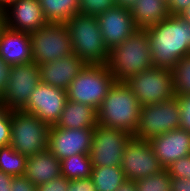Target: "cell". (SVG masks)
<instances>
[{
    "label": "cell",
    "mask_w": 190,
    "mask_h": 191,
    "mask_svg": "<svg viewBox=\"0 0 190 191\" xmlns=\"http://www.w3.org/2000/svg\"><path fill=\"white\" fill-rule=\"evenodd\" d=\"M144 30L149 38L153 66L172 69L181 57L190 54V24L179 15H169Z\"/></svg>",
    "instance_id": "obj_1"
},
{
    "label": "cell",
    "mask_w": 190,
    "mask_h": 191,
    "mask_svg": "<svg viewBox=\"0 0 190 191\" xmlns=\"http://www.w3.org/2000/svg\"><path fill=\"white\" fill-rule=\"evenodd\" d=\"M141 105L124 82H115L97 110V123L103 127L134 134L140 119Z\"/></svg>",
    "instance_id": "obj_2"
},
{
    "label": "cell",
    "mask_w": 190,
    "mask_h": 191,
    "mask_svg": "<svg viewBox=\"0 0 190 191\" xmlns=\"http://www.w3.org/2000/svg\"><path fill=\"white\" fill-rule=\"evenodd\" d=\"M106 65L116 82H125L128 78L150 69L153 64L146 31L138 29L123 43L112 48Z\"/></svg>",
    "instance_id": "obj_3"
},
{
    "label": "cell",
    "mask_w": 190,
    "mask_h": 191,
    "mask_svg": "<svg viewBox=\"0 0 190 191\" xmlns=\"http://www.w3.org/2000/svg\"><path fill=\"white\" fill-rule=\"evenodd\" d=\"M72 51L88 65L106 64L109 50L106 48L96 16L77 13L66 23Z\"/></svg>",
    "instance_id": "obj_4"
},
{
    "label": "cell",
    "mask_w": 190,
    "mask_h": 191,
    "mask_svg": "<svg viewBox=\"0 0 190 191\" xmlns=\"http://www.w3.org/2000/svg\"><path fill=\"white\" fill-rule=\"evenodd\" d=\"M115 82L106 64L87 65L69 84L66 90L67 100L98 110Z\"/></svg>",
    "instance_id": "obj_5"
},
{
    "label": "cell",
    "mask_w": 190,
    "mask_h": 191,
    "mask_svg": "<svg viewBox=\"0 0 190 191\" xmlns=\"http://www.w3.org/2000/svg\"><path fill=\"white\" fill-rule=\"evenodd\" d=\"M50 126L34 114L11 110L10 145L21 155L31 156L48 149Z\"/></svg>",
    "instance_id": "obj_6"
},
{
    "label": "cell",
    "mask_w": 190,
    "mask_h": 191,
    "mask_svg": "<svg viewBox=\"0 0 190 191\" xmlns=\"http://www.w3.org/2000/svg\"><path fill=\"white\" fill-rule=\"evenodd\" d=\"M124 83L133 92L141 106L161 103L175 97L171 69L152 66L128 78Z\"/></svg>",
    "instance_id": "obj_7"
},
{
    "label": "cell",
    "mask_w": 190,
    "mask_h": 191,
    "mask_svg": "<svg viewBox=\"0 0 190 191\" xmlns=\"http://www.w3.org/2000/svg\"><path fill=\"white\" fill-rule=\"evenodd\" d=\"M29 35L32 61L38 65L67 57L73 53L66 24L46 23Z\"/></svg>",
    "instance_id": "obj_8"
},
{
    "label": "cell",
    "mask_w": 190,
    "mask_h": 191,
    "mask_svg": "<svg viewBox=\"0 0 190 191\" xmlns=\"http://www.w3.org/2000/svg\"><path fill=\"white\" fill-rule=\"evenodd\" d=\"M181 126V110L177 97L141 106L140 119L134 138L149 141L151 138L178 129Z\"/></svg>",
    "instance_id": "obj_9"
},
{
    "label": "cell",
    "mask_w": 190,
    "mask_h": 191,
    "mask_svg": "<svg viewBox=\"0 0 190 191\" xmlns=\"http://www.w3.org/2000/svg\"><path fill=\"white\" fill-rule=\"evenodd\" d=\"M132 136L124 130L97 125L89 152L92 167L121 166L125 145Z\"/></svg>",
    "instance_id": "obj_10"
},
{
    "label": "cell",
    "mask_w": 190,
    "mask_h": 191,
    "mask_svg": "<svg viewBox=\"0 0 190 191\" xmlns=\"http://www.w3.org/2000/svg\"><path fill=\"white\" fill-rule=\"evenodd\" d=\"M41 82L39 65L34 61L12 65L11 74L0 105L8 110H21Z\"/></svg>",
    "instance_id": "obj_11"
},
{
    "label": "cell",
    "mask_w": 190,
    "mask_h": 191,
    "mask_svg": "<svg viewBox=\"0 0 190 191\" xmlns=\"http://www.w3.org/2000/svg\"><path fill=\"white\" fill-rule=\"evenodd\" d=\"M120 167L126 179L133 181L154 175L164 169L150 143L133 136L125 145Z\"/></svg>",
    "instance_id": "obj_12"
},
{
    "label": "cell",
    "mask_w": 190,
    "mask_h": 191,
    "mask_svg": "<svg viewBox=\"0 0 190 191\" xmlns=\"http://www.w3.org/2000/svg\"><path fill=\"white\" fill-rule=\"evenodd\" d=\"M67 101V91L39 83L30 95L22 111L37 116L42 122L53 126L57 123Z\"/></svg>",
    "instance_id": "obj_13"
},
{
    "label": "cell",
    "mask_w": 190,
    "mask_h": 191,
    "mask_svg": "<svg viewBox=\"0 0 190 191\" xmlns=\"http://www.w3.org/2000/svg\"><path fill=\"white\" fill-rule=\"evenodd\" d=\"M94 129H62L50 126L48 150L60 161L76 154L89 155Z\"/></svg>",
    "instance_id": "obj_14"
},
{
    "label": "cell",
    "mask_w": 190,
    "mask_h": 191,
    "mask_svg": "<svg viewBox=\"0 0 190 191\" xmlns=\"http://www.w3.org/2000/svg\"><path fill=\"white\" fill-rule=\"evenodd\" d=\"M96 18L104 44L109 51L123 43L138 30L131 11L119 6L106 10Z\"/></svg>",
    "instance_id": "obj_15"
},
{
    "label": "cell",
    "mask_w": 190,
    "mask_h": 191,
    "mask_svg": "<svg viewBox=\"0 0 190 191\" xmlns=\"http://www.w3.org/2000/svg\"><path fill=\"white\" fill-rule=\"evenodd\" d=\"M148 142L164 168L190 155V133L182 128L170 130L151 138Z\"/></svg>",
    "instance_id": "obj_16"
},
{
    "label": "cell",
    "mask_w": 190,
    "mask_h": 191,
    "mask_svg": "<svg viewBox=\"0 0 190 191\" xmlns=\"http://www.w3.org/2000/svg\"><path fill=\"white\" fill-rule=\"evenodd\" d=\"M4 14L5 26L15 31L31 33L47 23L38 0H18Z\"/></svg>",
    "instance_id": "obj_17"
},
{
    "label": "cell",
    "mask_w": 190,
    "mask_h": 191,
    "mask_svg": "<svg viewBox=\"0 0 190 191\" xmlns=\"http://www.w3.org/2000/svg\"><path fill=\"white\" fill-rule=\"evenodd\" d=\"M87 65L74 53L52 62L40 64L41 83L67 90L69 84Z\"/></svg>",
    "instance_id": "obj_18"
},
{
    "label": "cell",
    "mask_w": 190,
    "mask_h": 191,
    "mask_svg": "<svg viewBox=\"0 0 190 191\" xmlns=\"http://www.w3.org/2000/svg\"><path fill=\"white\" fill-rule=\"evenodd\" d=\"M0 57L11 66L31 62L29 33L15 31L5 26L0 32Z\"/></svg>",
    "instance_id": "obj_19"
},
{
    "label": "cell",
    "mask_w": 190,
    "mask_h": 191,
    "mask_svg": "<svg viewBox=\"0 0 190 191\" xmlns=\"http://www.w3.org/2000/svg\"><path fill=\"white\" fill-rule=\"evenodd\" d=\"M24 176L35 186L61 176V161L48 149L27 157Z\"/></svg>",
    "instance_id": "obj_20"
},
{
    "label": "cell",
    "mask_w": 190,
    "mask_h": 191,
    "mask_svg": "<svg viewBox=\"0 0 190 191\" xmlns=\"http://www.w3.org/2000/svg\"><path fill=\"white\" fill-rule=\"evenodd\" d=\"M97 125V110L95 108L67 100L54 126L62 129H94Z\"/></svg>",
    "instance_id": "obj_21"
},
{
    "label": "cell",
    "mask_w": 190,
    "mask_h": 191,
    "mask_svg": "<svg viewBox=\"0 0 190 191\" xmlns=\"http://www.w3.org/2000/svg\"><path fill=\"white\" fill-rule=\"evenodd\" d=\"M130 11L136 27L142 30L160 23L169 16L165 0H136Z\"/></svg>",
    "instance_id": "obj_22"
},
{
    "label": "cell",
    "mask_w": 190,
    "mask_h": 191,
    "mask_svg": "<svg viewBox=\"0 0 190 191\" xmlns=\"http://www.w3.org/2000/svg\"><path fill=\"white\" fill-rule=\"evenodd\" d=\"M47 23L65 24L80 13L78 0H38Z\"/></svg>",
    "instance_id": "obj_23"
},
{
    "label": "cell",
    "mask_w": 190,
    "mask_h": 191,
    "mask_svg": "<svg viewBox=\"0 0 190 191\" xmlns=\"http://www.w3.org/2000/svg\"><path fill=\"white\" fill-rule=\"evenodd\" d=\"M91 178L95 191H115L126 180L120 166L92 167Z\"/></svg>",
    "instance_id": "obj_24"
},
{
    "label": "cell",
    "mask_w": 190,
    "mask_h": 191,
    "mask_svg": "<svg viewBox=\"0 0 190 191\" xmlns=\"http://www.w3.org/2000/svg\"><path fill=\"white\" fill-rule=\"evenodd\" d=\"M92 162L87 154H76L61 160V175L68 180L91 177Z\"/></svg>",
    "instance_id": "obj_25"
},
{
    "label": "cell",
    "mask_w": 190,
    "mask_h": 191,
    "mask_svg": "<svg viewBox=\"0 0 190 191\" xmlns=\"http://www.w3.org/2000/svg\"><path fill=\"white\" fill-rule=\"evenodd\" d=\"M27 156L21 155L11 145L0 147V171L12 176H24Z\"/></svg>",
    "instance_id": "obj_26"
},
{
    "label": "cell",
    "mask_w": 190,
    "mask_h": 191,
    "mask_svg": "<svg viewBox=\"0 0 190 191\" xmlns=\"http://www.w3.org/2000/svg\"><path fill=\"white\" fill-rule=\"evenodd\" d=\"M171 70L175 96L190 95V54L181 57Z\"/></svg>",
    "instance_id": "obj_27"
},
{
    "label": "cell",
    "mask_w": 190,
    "mask_h": 191,
    "mask_svg": "<svg viewBox=\"0 0 190 191\" xmlns=\"http://www.w3.org/2000/svg\"><path fill=\"white\" fill-rule=\"evenodd\" d=\"M135 183L138 191H171V176L166 168Z\"/></svg>",
    "instance_id": "obj_28"
},
{
    "label": "cell",
    "mask_w": 190,
    "mask_h": 191,
    "mask_svg": "<svg viewBox=\"0 0 190 191\" xmlns=\"http://www.w3.org/2000/svg\"><path fill=\"white\" fill-rule=\"evenodd\" d=\"M80 13L98 16L116 6L115 0H78Z\"/></svg>",
    "instance_id": "obj_29"
},
{
    "label": "cell",
    "mask_w": 190,
    "mask_h": 191,
    "mask_svg": "<svg viewBox=\"0 0 190 191\" xmlns=\"http://www.w3.org/2000/svg\"><path fill=\"white\" fill-rule=\"evenodd\" d=\"M11 110L0 105V147L10 145Z\"/></svg>",
    "instance_id": "obj_30"
},
{
    "label": "cell",
    "mask_w": 190,
    "mask_h": 191,
    "mask_svg": "<svg viewBox=\"0 0 190 191\" xmlns=\"http://www.w3.org/2000/svg\"><path fill=\"white\" fill-rule=\"evenodd\" d=\"M166 169L171 177L190 179V155L174 161Z\"/></svg>",
    "instance_id": "obj_31"
},
{
    "label": "cell",
    "mask_w": 190,
    "mask_h": 191,
    "mask_svg": "<svg viewBox=\"0 0 190 191\" xmlns=\"http://www.w3.org/2000/svg\"><path fill=\"white\" fill-rule=\"evenodd\" d=\"M181 110V126L180 128L190 133V95L176 96Z\"/></svg>",
    "instance_id": "obj_32"
},
{
    "label": "cell",
    "mask_w": 190,
    "mask_h": 191,
    "mask_svg": "<svg viewBox=\"0 0 190 191\" xmlns=\"http://www.w3.org/2000/svg\"><path fill=\"white\" fill-rule=\"evenodd\" d=\"M70 180L64 176H59L44 184L37 186V191H67Z\"/></svg>",
    "instance_id": "obj_33"
},
{
    "label": "cell",
    "mask_w": 190,
    "mask_h": 191,
    "mask_svg": "<svg viewBox=\"0 0 190 191\" xmlns=\"http://www.w3.org/2000/svg\"><path fill=\"white\" fill-rule=\"evenodd\" d=\"M9 191H37V186L25 176H15L12 179Z\"/></svg>",
    "instance_id": "obj_34"
},
{
    "label": "cell",
    "mask_w": 190,
    "mask_h": 191,
    "mask_svg": "<svg viewBox=\"0 0 190 191\" xmlns=\"http://www.w3.org/2000/svg\"><path fill=\"white\" fill-rule=\"evenodd\" d=\"M67 191H95L91 177L70 180Z\"/></svg>",
    "instance_id": "obj_35"
},
{
    "label": "cell",
    "mask_w": 190,
    "mask_h": 191,
    "mask_svg": "<svg viewBox=\"0 0 190 191\" xmlns=\"http://www.w3.org/2000/svg\"><path fill=\"white\" fill-rule=\"evenodd\" d=\"M10 74L11 65H9L0 57V97L4 94L7 88V83L9 81Z\"/></svg>",
    "instance_id": "obj_36"
},
{
    "label": "cell",
    "mask_w": 190,
    "mask_h": 191,
    "mask_svg": "<svg viewBox=\"0 0 190 191\" xmlns=\"http://www.w3.org/2000/svg\"><path fill=\"white\" fill-rule=\"evenodd\" d=\"M190 6V0H168L167 8L169 15H180Z\"/></svg>",
    "instance_id": "obj_37"
},
{
    "label": "cell",
    "mask_w": 190,
    "mask_h": 191,
    "mask_svg": "<svg viewBox=\"0 0 190 191\" xmlns=\"http://www.w3.org/2000/svg\"><path fill=\"white\" fill-rule=\"evenodd\" d=\"M171 191H190V179L171 177Z\"/></svg>",
    "instance_id": "obj_38"
},
{
    "label": "cell",
    "mask_w": 190,
    "mask_h": 191,
    "mask_svg": "<svg viewBox=\"0 0 190 191\" xmlns=\"http://www.w3.org/2000/svg\"><path fill=\"white\" fill-rule=\"evenodd\" d=\"M13 177L0 171V191H9Z\"/></svg>",
    "instance_id": "obj_39"
},
{
    "label": "cell",
    "mask_w": 190,
    "mask_h": 191,
    "mask_svg": "<svg viewBox=\"0 0 190 191\" xmlns=\"http://www.w3.org/2000/svg\"><path fill=\"white\" fill-rule=\"evenodd\" d=\"M115 191H138L135 181L126 179Z\"/></svg>",
    "instance_id": "obj_40"
},
{
    "label": "cell",
    "mask_w": 190,
    "mask_h": 191,
    "mask_svg": "<svg viewBox=\"0 0 190 191\" xmlns=\"http://www.w3.org/2000/svg\"><path fill=\"white\" fill-rule=\"evenodd\" d=\"M136 0H115L116 6L131 10Z\"/></svg>",
    "instance_id": "obj_41"
},
{
    "label": "cell",
    "mask_w": 190,
    "mask_h": 191,
    "mask_svg": "<svg viewBox=\"0 0 190 191\" xmlns=\"http://www.w3.org/2000/svg\"><path fill=\"white\" fill-rule=\"evenodd\" d=\"M18 0H0V10L5 11Z\"/></svg>",
    "instance_id": "obj_42"
},
{
    "label": "cell",
    "mask_w": 190,
    "mask_h": 191,
    "mask_svg": "<svg viewBox=\"0 0 190 191\" xmlns=\"http://www.w3.org/2000/svg\"><path fill=\"white\" fill-rule=\"evenodd\" d=\"M184 21L190 24V6L179 15Z\"/></svg>",
    "instance_id": "obj_43"
},
{
    "label": "cell",
    "mask_w": 190,
    "mask_h": 191,
    "mask_svg": "<svg viewBox=\"0 0 190 191\" xmlns=\"http://www.w3.org/2000/svg\"><path fill=\"white\" fill-rule=\"evenodd\" d=\"M5 27V14L0 10V32Z\"/></svg>",
    "instance_id": "obj_44"
}]
</instances>
